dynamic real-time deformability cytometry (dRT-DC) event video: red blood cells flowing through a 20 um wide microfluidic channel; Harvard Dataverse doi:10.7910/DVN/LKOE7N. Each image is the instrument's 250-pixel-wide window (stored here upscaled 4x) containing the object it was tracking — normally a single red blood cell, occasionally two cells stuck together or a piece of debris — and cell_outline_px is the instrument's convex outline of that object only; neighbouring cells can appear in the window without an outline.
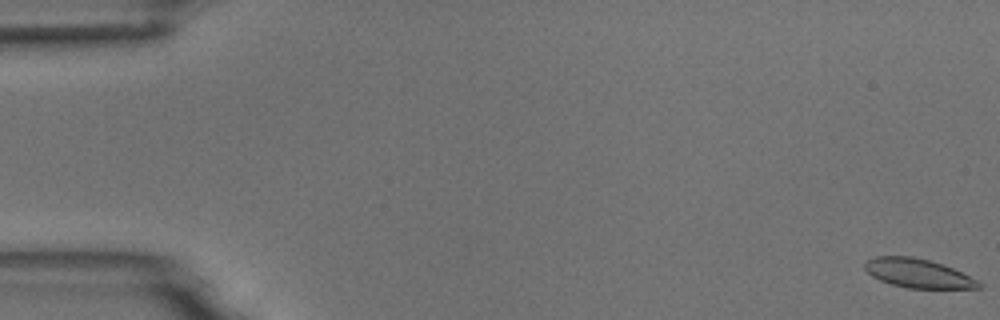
{"species": "common noctule bat (a hibernating species)", "species_latin": "Nyctalus noctula", "temperature_condition": "room temperature", "stored_images_in_passage": 20, "camera_frame_rate_fps": 3000, "um_per_image_px": 0.085, "animal": {"sex": "male", "body_mass_g": 18.8}, "frame": {"image": 1, "passage_image": 1, "time_ms": 0.0, "image_size_px": [1000, 320], "cell_outline_px": [[984, 284], [980, 288], [908, 288], [892, 284], [880, 280], [872, 276], [864, 268], [864, 264], [868, 260], [876, 256], [912, 256], [928, 260], [952, 268]], "centroid_in_image_um": [78.01, 23.23], "position_along_channel_um": 7.0, "area_um2": 18.9}}
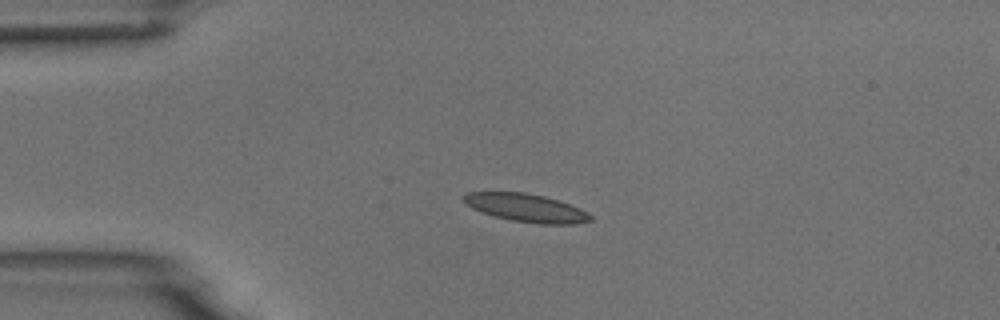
{"frame": {"image": 2, "passage_image": 14, "time_ms": 4.333, "image_size_px": [1000, 320], "cell_outline_px": [[592, 220], [576, 224], [540, 224], [512, 220], [496, 216], [472, 208], [464, 204], [460, 196], [468, 192], [524, 192], [544, 196], [580, 208], [588, 212], [592, 216]], "centroid_in_image_um": [44.7, 17.66], "position_along_channel_um": 40.3, "area_um2": 20.69}}